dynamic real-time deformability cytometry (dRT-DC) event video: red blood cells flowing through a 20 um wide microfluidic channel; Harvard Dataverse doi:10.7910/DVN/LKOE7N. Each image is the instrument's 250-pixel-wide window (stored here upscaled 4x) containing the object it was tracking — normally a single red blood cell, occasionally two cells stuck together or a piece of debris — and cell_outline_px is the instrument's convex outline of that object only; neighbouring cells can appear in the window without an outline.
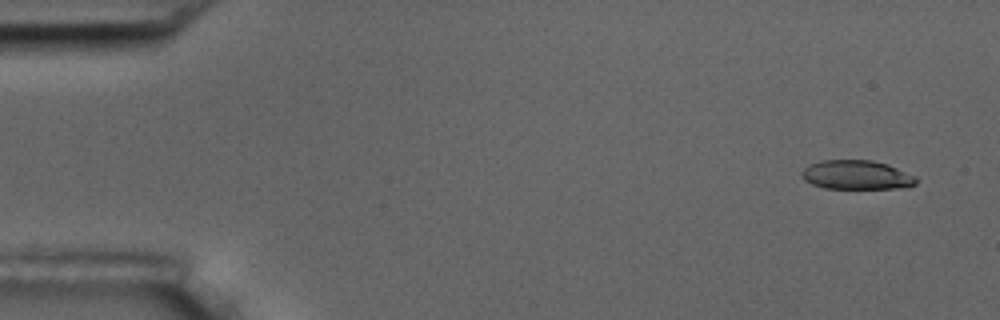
{"species": "common noctule bat (a hibernating species)", "species_latin": "Nyctalus noctula", "temperature_condition": "room temperature", "stored_images_in_passage": 6, "camera_frame_rate_fps": 3000, "um_per_image_px": 0.085, "animal": {"sex": "male", "body_mass_g": 17.5, "forearm_length_mm": 52.3}, "frame": {"image": 1, "passage_image": 1, "time_ms": 0.0, "image_size_px": [1000, 320], "cell_outline_px": [[916, 184], [908, 188], [824, 188], [812, 184], [804, 180], [800, 172], [804, 168], [820, 160], [872, 160], [888, 164], [916, 176]], "centroid_in_image_um": [72.83, 14.87], "position_along_channel_um": 12.2, "area_um2": 19.48}}
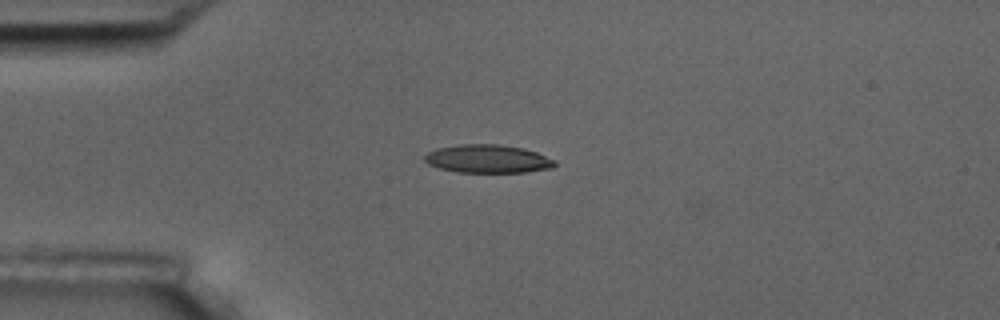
{"frame": {"image": 2, "passage_image": 4, "time_ms": 3.667, "image_size_px": [1000, 320], "cell_outline_px": [[556, 164], [552, 168], [524, 172], [456, 172], [440, 168], [428, 164], [424, 160], [424, 156], [428, 152], [440, 148], [460, 144], [500, 144], [524, 148], [536, 152], [556, 160]], "centroid_in_image_um": [41.48, 13.5], "position_along_channel_um": 43.5, "area_um2": 21.39}}